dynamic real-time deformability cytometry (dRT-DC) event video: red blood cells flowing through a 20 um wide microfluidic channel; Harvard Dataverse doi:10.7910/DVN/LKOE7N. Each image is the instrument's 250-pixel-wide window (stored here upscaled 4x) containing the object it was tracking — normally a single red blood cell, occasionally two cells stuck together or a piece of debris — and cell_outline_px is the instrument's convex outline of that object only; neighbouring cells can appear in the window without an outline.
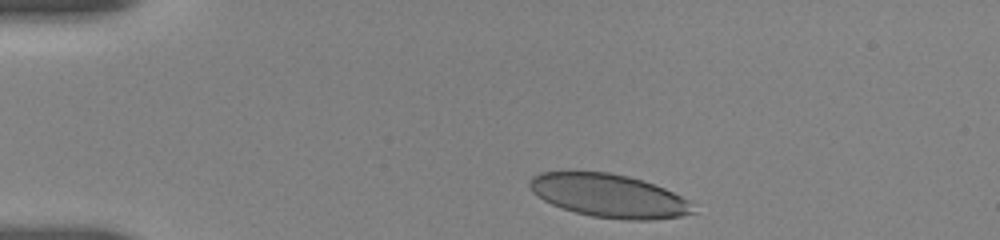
{"species": "human", "species_latin": "Homo sapiens", "temperature_condition": "room temperature", "stored_images_in_passage": 6, "camera_frame_rate_fps": 3000, "um_per_image_px": 0.085, "donor": {"sex": "female"}, "frame": {"image": 1, "passage_image": 1, "time_ms": 0.0, "image_size_px": [1000, 240], "cell_outline_px": [[696, 212], [680, 216], [652, 220], [624, 220], [592, 216], [576, 212], [552, 204], [544, 200], [532, 192], [528, 184], [528, 180], [532, 176], [540, 172], [608, 172], [628, 176], [664, 188], [688, 200]], "centroid_in_image_um": [51.74, 16.64], "position_along_channel_um": 33.3, "area_um2": 40.92}}
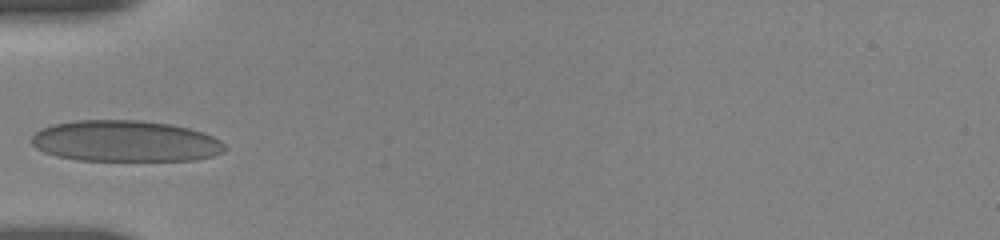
{"frame": {"image": 2, "passage_image": 4, "time_ms": 2.667, "image_size_px": [1000, 240], "cell_outline_px": [[228, 148], [224, 152], [212, 156], [196, 160], [76, 160], [56, 156], [44, 152], [36, 148], [32, 144], [32, 136], [40, 128], [52, 124], [76, 120], [140, 120], [172, 124], [204, 132], [220, 140]], "centroid_in_image_um": [10.66, 11.99], "position_along_channel_um": 74.3, "area_um2": 46.7}}
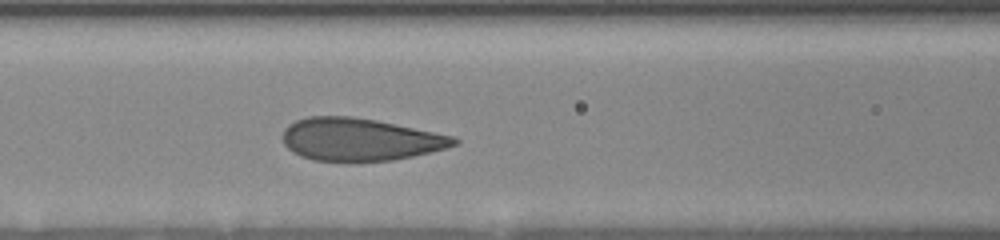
{"frame": {"image": 3, "passage_image": 6, "time_ms": 4.333, "image_size_px": [1000, 240], "cell_outline_px": [[460, 140], [456, 144], [448, 148], [412, 156], [392, 160], [352, 164], [348, 164], [312, 160], [300, 156], [292, 152], [284, 144], [284, 128], [288, 124], [296, 120], [308, 116], [352, 116], [376, 120], [456, 136]], "centroid_in_image_um": [30.59, 11.89], "position_along_channel_um": 136.0, "area_um2": 43.52}}